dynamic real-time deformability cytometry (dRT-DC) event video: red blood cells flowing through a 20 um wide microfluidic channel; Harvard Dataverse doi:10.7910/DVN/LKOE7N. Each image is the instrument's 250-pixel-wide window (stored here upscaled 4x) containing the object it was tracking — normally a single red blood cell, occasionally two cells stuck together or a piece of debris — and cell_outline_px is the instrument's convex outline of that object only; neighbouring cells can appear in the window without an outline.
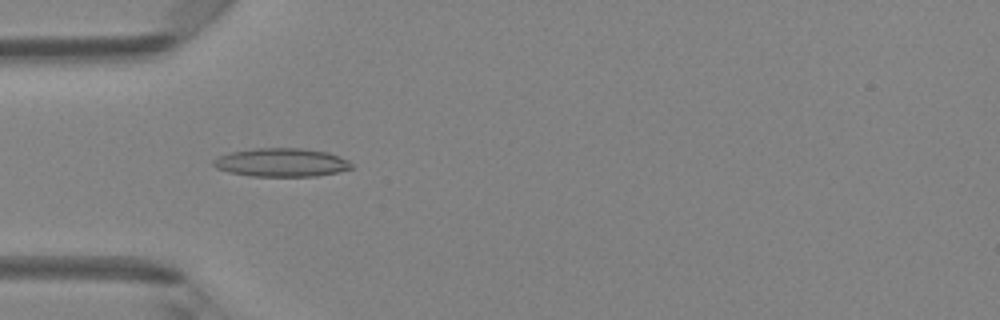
{"species": "Egyptian fruit bat (a non-hibernating species)", "species_latin": "Rousettus aegyptiacus", "temperature_condition": "room temperature", "stored_images_in_passage": 48, "camera_frame_rate_fps": 3000, "um_per_image_px": 0.085, "animal": {"sex": "female"}, "frame": {"image": 1, "passage_image": 15, "time_ms": 4.667, "image_size_px": [1000, 320], "cell_outline_px": [[352, 168], [336, 172], [316, 176], [252, 176], [228, 172], [216, 168], [212, 164], [212, 160], [220, 156], [232, 152], [256, 148], [304, 148], [328, 152], [340, 156], [348, 160], [352, 164]], "centroid_in_image_um": [23.93, 13.8], "position_along_channel_um": 61.1, "area_um2": 22.89}}
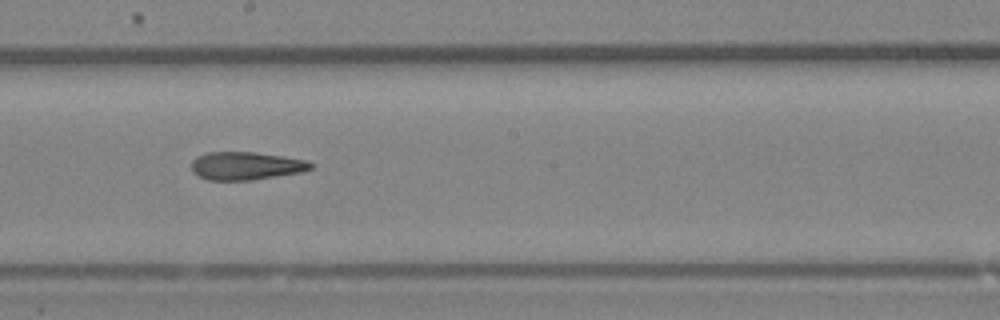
{"frame": {"image": 2, "passage_image": 27, "time_ms": 8.667, "image_size_px": [1000, 320], "cell_outline_px": [[312, 168], [300, 172], [252, 180], [208, 180], [192, 172], [192, 160], [196, 156], [208, 152], [256, 152], [284, 156], [308, 160], [312, 164]], "centroid_in_image_um": [20.9, 14.09], "position_along_channel_um": 227.3, "area_um2": 19.48}}
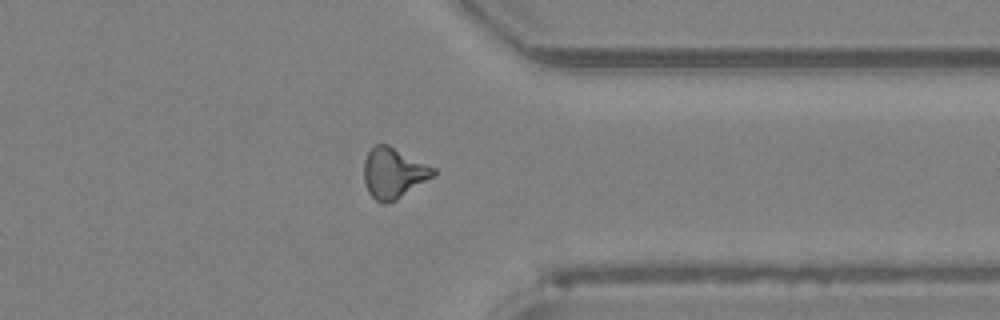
{"frame": {"image": 3, "passage_image": 38, "time_ms": 12.333, "image_size_px": [1000, 320], "cell_outline_px": [[436, 172], [432, 176], [396, 200], [388, 204], [384, 204], [376, 200], [368, 192], [364, 180], [364, 160], [368, 152], [376, 144], [388, 144], [436, 168]], "centroid_in_image_um": [33.43, 14.7], "position_along_channel_um": 378.0, "area_um2": 20.23}, "authors_computed_cell_mechanics": {"area_um2": 20.3456, "velocity_mm_per_s": 4.2392, "shape_relaxation_time_tau1_ms": null, "shape_relaxation_time_tau2_ms": 6.9827, "deformation_change_tau1": null, "deformation_change_tau2": 0.2106}}